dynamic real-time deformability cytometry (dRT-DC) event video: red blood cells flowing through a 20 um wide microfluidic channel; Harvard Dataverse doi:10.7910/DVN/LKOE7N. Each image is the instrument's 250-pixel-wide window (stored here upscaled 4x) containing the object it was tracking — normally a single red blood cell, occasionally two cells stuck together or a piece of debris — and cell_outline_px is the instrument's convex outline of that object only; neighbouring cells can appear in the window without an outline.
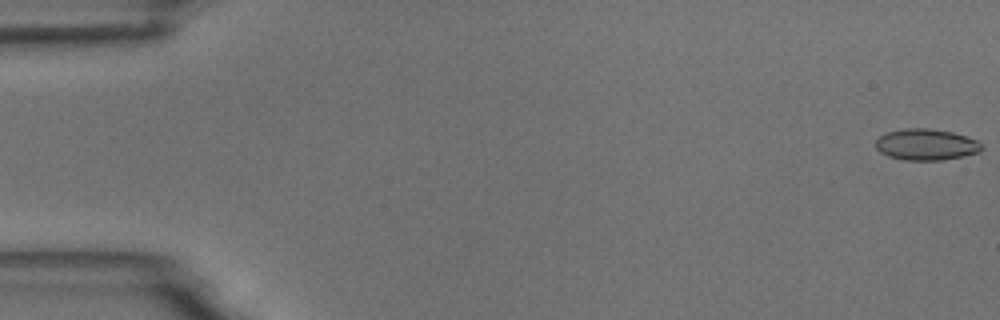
{"species": "common noctule bat (a hibernating species)", "species_latin": "Nyctalus noctula", "temperature_condition": "room temperature", "stored_images_in_passage": 56, "camera_frame_rate_fps": 3000, "um_per_image_px": 0.085, "animal": {"sex": "male", "body_mass_g": 18.8}, "frame": {"image": 1, "passage_image": 1, "time_ms": 0.0, "image_size_px": [1000, 320], "cell_outline_px": [[984, 148], [980, 152], [964, 156], [944, 160], [904, 160], [888, 156], [880, 152], [876, 148], [876, 140], [880, 136], [888, 132], [904, 128], [928, 128], [952, 132], [976, 140]], "centroid_in_image_um": [78.72, 12.29], "position_along_channel_um": 6.3, "area_um2": 19.31}}
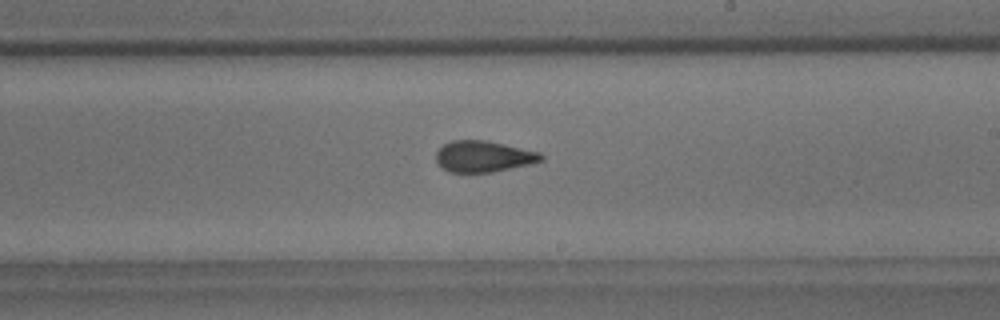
{"frame": {"image": 2, "passage_image": 33, "time_ms": 10.667, "image_size_px": [1000, 320], "cell_outline_px": [[544, 160], [532, 164], [492, 172], [448, 172], [436, 160], [436, 152], [444, 144], [452, 140], [488, 140], [540, 152], [544, 156]], "centroid_in_image_um": [41.14, 13.29], "position_along_channel_um": 247.9, "area_um2": 19.19}}
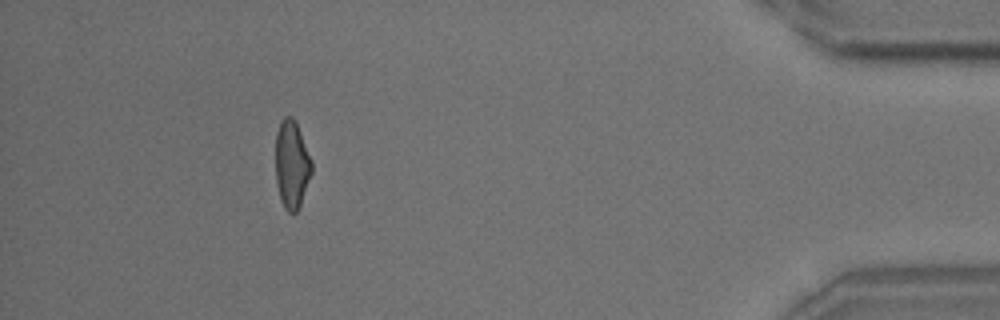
{"frame": {"image": 3, "passage_image": 51, "time_ms": 16.667, "image_size_px": [1000, 320], "cell_outline_px": [[312, 172], [300, 208], [296, 212], [288, 212], [284, 208], [280, 200], [276, 184], [276, 132], [280, 120], [284, 116], [292, 116], [300, 132], [312, 160]], "centroid_in_image_um": [24.79, 14.01], "position_along_channel_um": 410.4, "area_um2": 18.73}}